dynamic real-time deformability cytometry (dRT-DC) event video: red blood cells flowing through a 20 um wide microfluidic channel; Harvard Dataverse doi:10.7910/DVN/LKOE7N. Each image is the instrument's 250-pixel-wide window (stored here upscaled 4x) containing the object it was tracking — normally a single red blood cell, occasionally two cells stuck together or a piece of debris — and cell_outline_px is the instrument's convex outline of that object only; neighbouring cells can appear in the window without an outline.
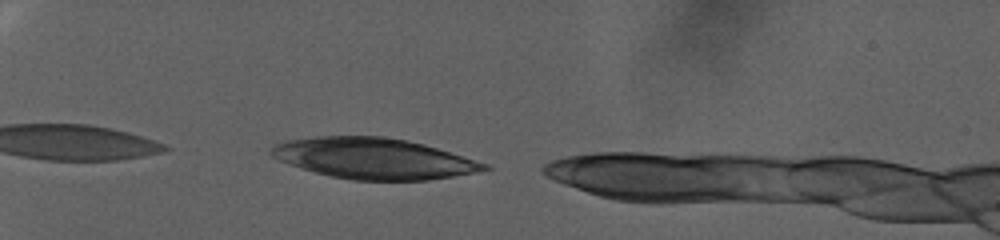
{"species": "human", "species_latin": "Homo sapiens", "temperature_condition": "warm", "stored_images_in_passage": 59, "camera_frame_rate_fps": 3000, "um_per_image_px": 0.085, "donor": {"sex": "female"}, "frame": {"image": 1, "passage_image": 4, "time_ms": 1.0, "image_size_px": [1000, 240], "cell_outline_px": [[492, 168], [476, 172], [428, 180], [352, 180], [332, 176], [316, 172], [288, 164], [272, 156], [268, 152], [276, 144], [284, 140], [316, 136], [384, 136], [408, 140], [424, 144], [488, 164]], "centroid_in_image_um": [31.74, 13.46], "position_along_channel_um": 53.3, "area_um2": 50.46}}
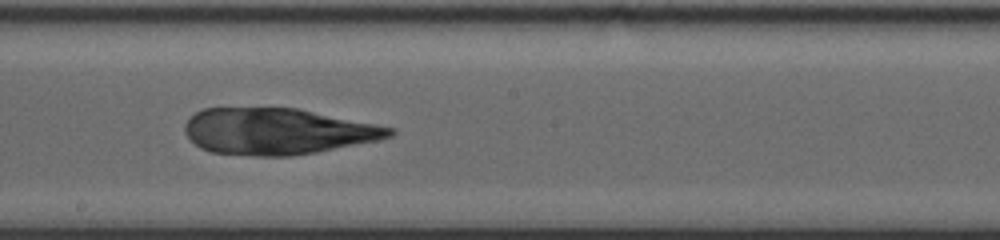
{"frame": {"image": 2, "passage_image": 32, "time_ms": 10.333, "image_size_px": [1000, 240], "cell_outline_px": [[396, 132], [392, 136], [380, 140], [316, 152], [288, 156], [256, 156], [212, 152], [200, 148], [184, 132], [184, 124], [188, 116], [204, 108], [296, 108], [396, 128]], "centroid_in_image_um": [23.58, 11.16], "position_along_channel_um": 224.6, "area_um2": 55.26}}
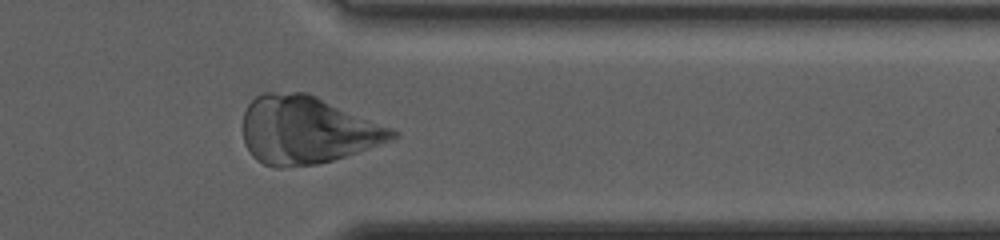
{"frame": {"image": 3, "passage_image": 53, "time_ms": 17.333, "image_size_px": [1000, 240], "cell_outline_px": [[400, 132], [396, 136], [388, 140], [368, 148], [332, 160], [316, 164], [280, 168], [276, 168], [264, 164], [256, 160], [252, 156], [244, 144], [244, 112], [248, 104], [256, 96], [264, 92], [308, 92], [392, 128]], "centroid_in_image_um": [26.04, 11.05], "position_along_channel_um": 385.4, "area_um2": 58.61}}